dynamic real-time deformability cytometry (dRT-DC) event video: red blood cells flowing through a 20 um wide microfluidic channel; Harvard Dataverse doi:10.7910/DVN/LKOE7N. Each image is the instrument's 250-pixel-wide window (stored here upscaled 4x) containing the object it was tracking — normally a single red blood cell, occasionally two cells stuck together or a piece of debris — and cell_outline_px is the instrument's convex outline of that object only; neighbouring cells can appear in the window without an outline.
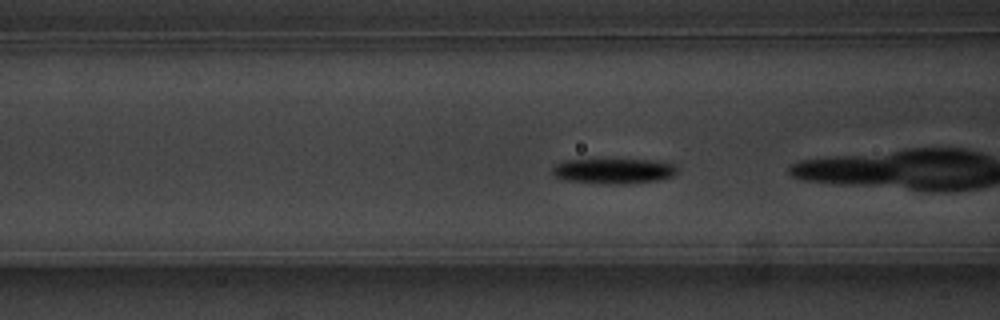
{"species": "common noctule bat (a hibernating species)", "species_latin": "Nyctalus noctula", "temperature_condition": "warm", "stored_images_in_passage": 49, "camera_frame_rate_fps": 3000, "um_per_image_px": 0.085, "animal": {"sex": "male", "body_mass_g": 20.1, "forearm_length_mm": 53.5}, "frame": {"image": 1, "passage_image": 15, "time_ms": 4.667, "image_size_px": [1000, 320], "cell_outline_px": [[680, 172], [672, 176], [660, 180], [624, 184], [596, 184], [564, 180], [556, 176], [552, 172], [552, 168], [556, 164], [564, 160], [604, 156], [660, 160], [676, 164], [680, 168]], "centroid_in_image_um": [52.21, 14.47], "position_along_channel_um": 114.4, "area_um2": 20.17}, "authors_computed_cell_mechanics": {"area_um2": 19.074, "velocity_mm_per_s": 3.6646, "shape_relaxation_time_tau1_ms": 2.9201, "shape_relaxation_time_tau2_ms": null, "deformation_change_tau1": 0.1444, "deformation_change_tau2": null}}